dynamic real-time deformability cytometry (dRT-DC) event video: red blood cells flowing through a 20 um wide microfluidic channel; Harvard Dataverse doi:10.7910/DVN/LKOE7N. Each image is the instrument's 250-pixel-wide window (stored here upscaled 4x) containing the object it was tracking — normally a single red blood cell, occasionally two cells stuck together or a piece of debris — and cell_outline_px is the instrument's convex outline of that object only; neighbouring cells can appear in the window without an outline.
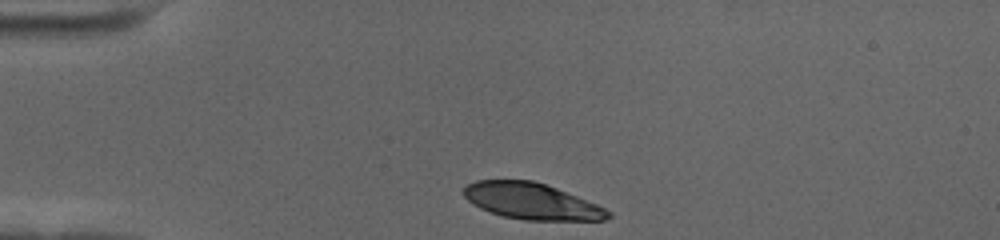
{"species": "human", "species_latin": "Homo sapiens", "temperature_condition": "cold", "stored_images_in_passage": 36, "camera_frame_rate_fps": 3000, "um_per_image_px": 0.085, "donor": {"sex": "female"}, "frame": {"image": 1, "passage_image": 1, "time_ms": 0.0, "image_size_px": [1000, 240], "cell_outline_px": [[612, 216], [608, 220], [524, 220], [500, 216], [480, 208], [472, 204], [460, 192], [468, 184], [476, 180], [532, 180], [556, 188], [596, 204], [612, 212]], "centroid_in_image_um": [45.16, 17.11], "position_along_channel_um": 39.8, "area_um2": 30.52}}
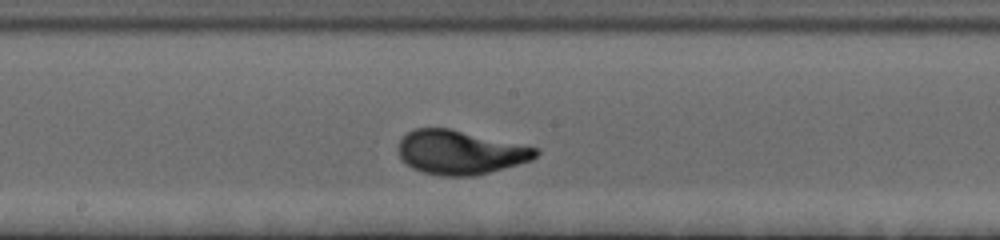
{"frame": {"image": 2, "passage_image": 19, "time_ms": 6.0, "image_size_px": [1000, 240], "cell_outline_px": [[540, 152], [532, 160], [488, 172], [472, 176], [440, 176], [424, 172], [412, 168], [400, 160], [400, 140], [412, 128], [448, 128], [536, 148]], "centroid_in_image_um": [39.07, 12.96], "position_along_channel_um": 209.1, "area_um2": 34.68}}
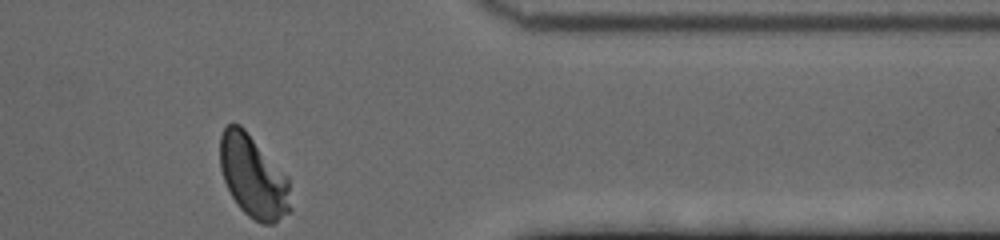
{"frame": {"image": 3, "passage_image": 36, "time_ms": 11.667, "image_size_px": [1000, 240], "cell_outline_px": [[292, 212], [272, 224], [260, 224], [248, 216], [240, 208], [232, 196], [224, 180], [220, 168], [220, 136], [224, 128], [228, 124], [240, 124], [244, 128], [288, 176], [292, 208]], "centroid_in_image_um": [21.55, 15.04], "position_along_channel_um": 389.8, "area_um2": 34.1}, "authors_computed_cell_mechanics": {"area_um2": 33.524, "velocity_mm_per_s": 3.4578, "shape_relaxation_time_tau1_ms": 2.2217, "shape_relaxation_time_tau2_ms": null, "deformation_change_tau1": 0.159, "deformation_change_tau2": null}}